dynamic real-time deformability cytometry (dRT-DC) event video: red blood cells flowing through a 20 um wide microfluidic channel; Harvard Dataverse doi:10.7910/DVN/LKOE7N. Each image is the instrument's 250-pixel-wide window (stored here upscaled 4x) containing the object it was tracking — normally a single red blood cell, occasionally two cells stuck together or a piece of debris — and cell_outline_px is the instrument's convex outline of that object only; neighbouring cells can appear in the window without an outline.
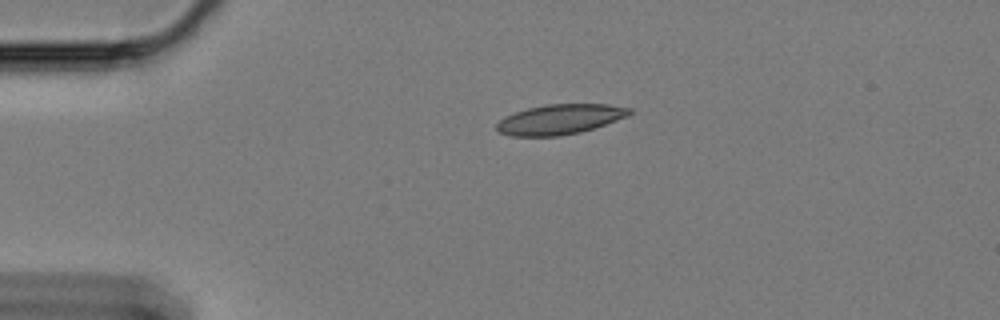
{"species": "Egyptian fruit bat (a non-hibernating species)", "species_latin": "Rousettus aegyptiacus", "temperature_condition": "cold", "stored_images_in_passage": 40, "camera_frame_rate_fps": 3000, "um_per_image_px": 0.085, "animal": {"sex": "female"}, "frame": {"image": 1, "passage_image": 1, "time_ms": 0.0, "image_size_px": [1000, 320], "cell_outline_px": [[632, 112], [628, 116], [580, 132], [560, 136], [508, 136], [496, 132], [496, 124], [504, 116], [528, 108], [548, 104], [608, 104], [632, 108]], "centroid_in_image_um": [47.55, 10.14], "position_along_channel_um": 37.4, "area_um2": 23.24}}
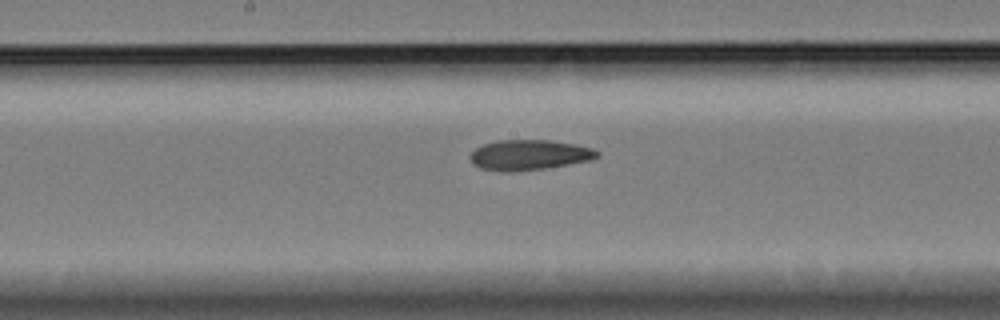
{"frame": {"image": 2, "passage_image": 19, "time_ms": 6.0, "image_size_px": [1000, 320], "cell_outline_px": [[600, 156], [592, 160], [544, 168], [512, 172], [504, 172], [480, 168], [472, 164], [468, 156], [476, 148], [484, 144], [496, 140], [548, 140], [576, 144], [592, 148], [600, 152]], "centroid_in_image_um": [44.97, 13.17], "position_along_channel_um": 203.2, "area_um2": 22.54}}
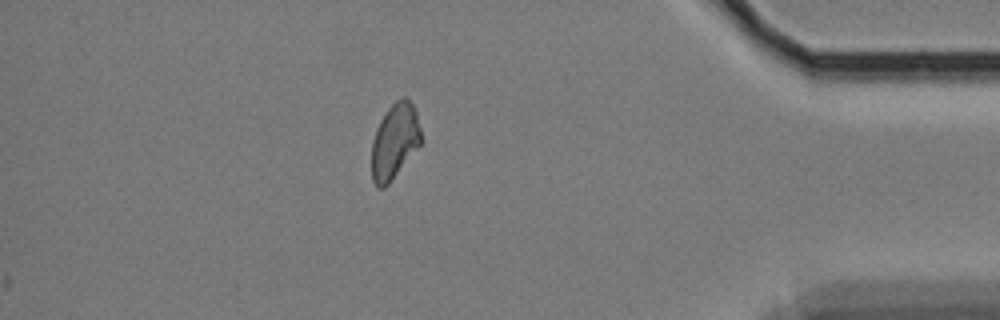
{"frame": {"image": 3, "passage_image": 40, "time_ms": 13.0, "image_size_px": [1000, 320], "cell_outline_px": [[420, 144], [388, 184], [384, 188], [376, 188], [372, 180], [372, 140], [376, 128], [380, 120], [388, 108], [400, 96], [404, 96], [412, 104], [416, 112], [420, 128]], "centroid_in_image_um": [33.51, 12.0], "position_along_channel_um": 401.7, "area_um2": 21.44}, "authors_computed_cell_mechanics": {"area_um2": 22.1952, "velocity_mm_per_s": 3.3434, "shape_relaxation_time_tau1_ms": null, "shape_relaxation_time_tau2_ms": 8.6937, "deformation_change_tau1": null, "deformation_change_tau2": 0.1593}}